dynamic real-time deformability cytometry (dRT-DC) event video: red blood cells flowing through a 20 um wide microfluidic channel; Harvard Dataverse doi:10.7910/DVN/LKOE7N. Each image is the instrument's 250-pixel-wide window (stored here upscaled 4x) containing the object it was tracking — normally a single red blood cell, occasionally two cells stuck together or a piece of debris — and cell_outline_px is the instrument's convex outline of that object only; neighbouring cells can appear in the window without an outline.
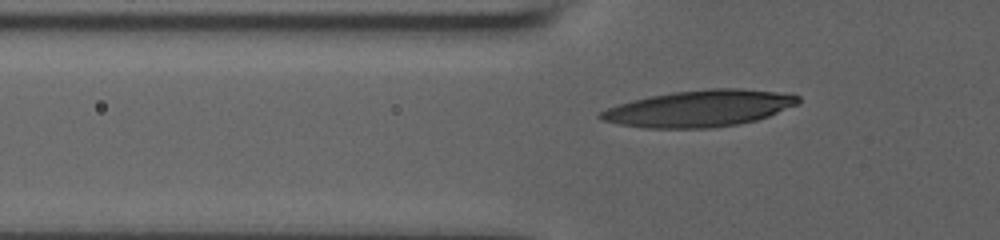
{"species": "human", "species_latin": "Homo sapiens", "temperature_condition": "room temperature", "stored_images_in_passage": 44, "camera_frame_rate_fps": 3000, "um_per_image_px": 0.085, "donor": {"sex": "male"}, "frame": {"image": 1, "passage_image": 9, "time_ms": 2.667, "image_size_px": [1000, 240], "cell_outline_px": [[800, 100], [796, 104], [768, 116], [756, 120], [736, 124], [708, 128], [644, 128], [620, 124], [600, 120], [596, 116], [600, 112], [608, 108], [632, 100], [672, 92], [712, 88], [740, 88], [792, 92], [800, 96]], "centroid_in_image_um": [59.49, 9.2], "position_along_channel_um": 66.3, "area_um2": 42.14}}
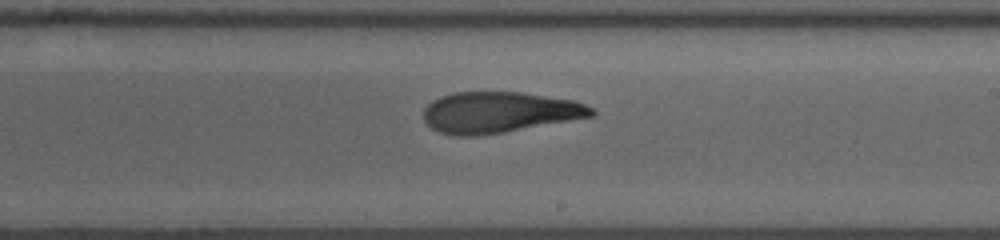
{"frame": {"image": 2, "passage_image": 24, "time_ms": 7.667, "image_size_px": [1000, 240], "cell_outline_px": [[596, 116], [504, 132], [472, 136], [460, 136], [440, 132], [432, 128], [424, 120], [424, 108], [432, 100], [440, 96], [452, 92], [520, 92], [576, 100], [596, 108]], "centroid_in_image_um": [42.49, 9.53], "position_along_channel_um": 246.5, "area_um2": 40.34}}
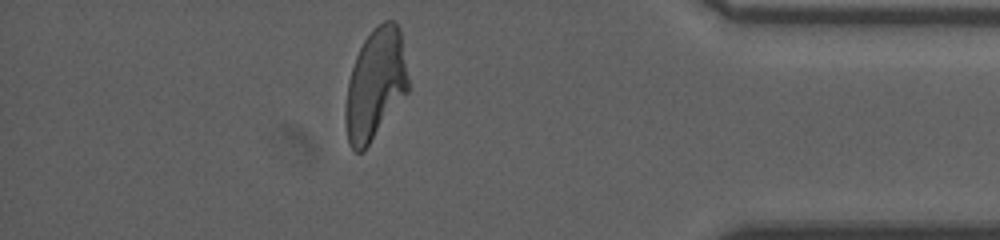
{"frame": {"image": 3, "passage_image": 39, "time_ms": 12.667, "image_size_px": [1000, 240], "cell_outline_px": [[408, 92], [364, 152], [356, 152], [348, 144], [344, 120], [344, 112], [348, 80], [356, 56], [364, 40], [372, 28], [376, 24], [384, 20], [396, 20], [400, 28], [408, 80]], "centroid_in_image_um": [31.89, 7.18], "position_along_channel_um": 403.3, "area_um2": 40.92}, "authors_computed_cell_mechanics": {"area_um2": 40.6045, "velocity_mm_per_s": 3.7229, "shape_relaxation_time_tau1_ms": null, "shape_relaxation_time_tau2_ms": 2.9797, "deformation_change_tau1": null, "deformation_change_tau2": 0.1217}}